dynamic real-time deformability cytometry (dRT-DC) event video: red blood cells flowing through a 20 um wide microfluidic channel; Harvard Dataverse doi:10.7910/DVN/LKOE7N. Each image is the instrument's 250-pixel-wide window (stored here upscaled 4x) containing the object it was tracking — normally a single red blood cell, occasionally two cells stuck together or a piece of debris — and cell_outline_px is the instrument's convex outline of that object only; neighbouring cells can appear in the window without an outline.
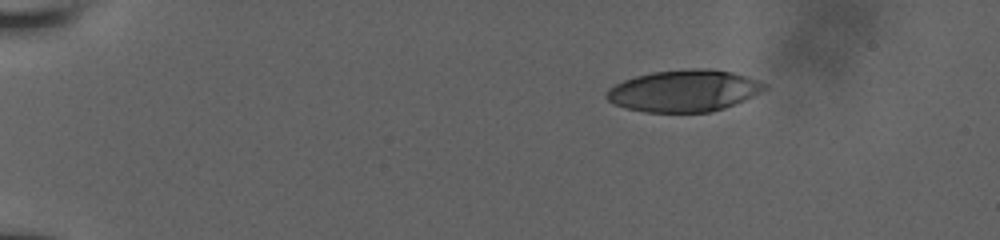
{"species": "human", "species_latin": "Homo sapiens", "temperature_condition": "room temperature", "stored_images_in_passage": 16, "camera_frame_rate_fps": 3000, "um_per_image_px": 0.085, "donor": {"sex": "male"}, "frame": {"image": 1, "passage_image": 1, "time_ms": 0.0, "image_size_px": [1000, 240], "cell_outline_px": [[768, 84], [760, 92], [744, 100], [724, 108], [712, 112], [644, 112], [624, 108], [608, 100], [604, 96], [608, 88], [624, 80], [636, 76], [652, 72], [692, 68], [708, 68], [732, 72], [748, 76]], "centroid_in_image_um": [58.13, 7.71], "position_along_channel_um": 26.9, "area_um2": 38.49}}
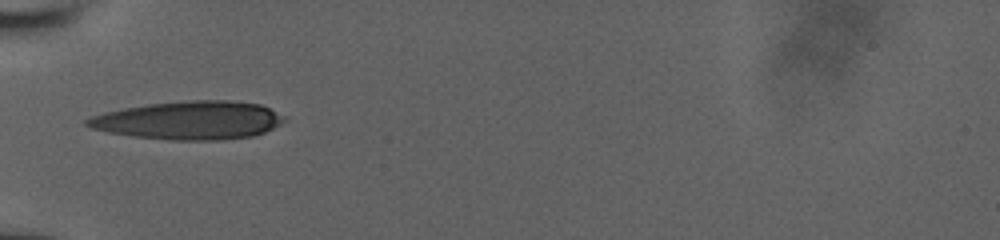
{"frame": {"image": 2, "passage_image": 11, "time_ms": 3.667, "image_size_px": [1000, 240], "cell_outline_px": [[288, 120], [264, 132], [252, 136], [220, 140], [172, 140], [132, 136], [108, 132], [92, 128], [84, 124], [84, 120], [92, 116], [104, 112], [124, 108], [148, 104], [192, 100], [228, 100], [260, 104], [284, 116]], "centroid_in_image_um": [16.07, 10.23], "position_along_channel_um": 68.9, "area_um2": 43.87}}
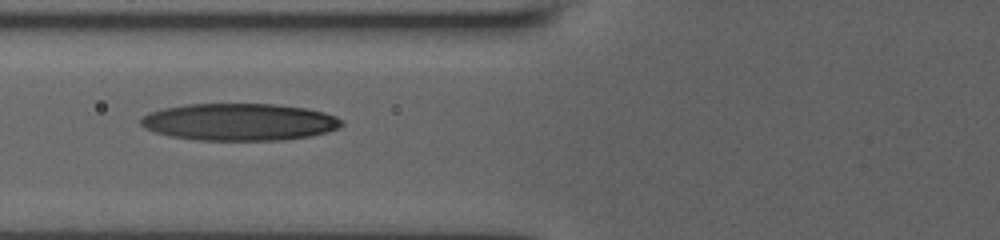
{"frame": {"image": 3, "passage_image": 15, "time_ms": 4.667, "image_size_px": [1000, 240], "cell_outline_px": [[344, 124], [340, 128], [328, 132], [312, 136], [284, 140], [200, 140], [172, 136], [156, 132], [144, 128], [140, 124], [140, 120], [144, 116], [152, 112], [164, 108], [188, 104], [276, 104], [308, 108], [324, 112], [336, 116]], "centroid_in_image_um": [20.41, 10.37], "position_along_channel_um": 105.4, "area_um2": 43.52}}